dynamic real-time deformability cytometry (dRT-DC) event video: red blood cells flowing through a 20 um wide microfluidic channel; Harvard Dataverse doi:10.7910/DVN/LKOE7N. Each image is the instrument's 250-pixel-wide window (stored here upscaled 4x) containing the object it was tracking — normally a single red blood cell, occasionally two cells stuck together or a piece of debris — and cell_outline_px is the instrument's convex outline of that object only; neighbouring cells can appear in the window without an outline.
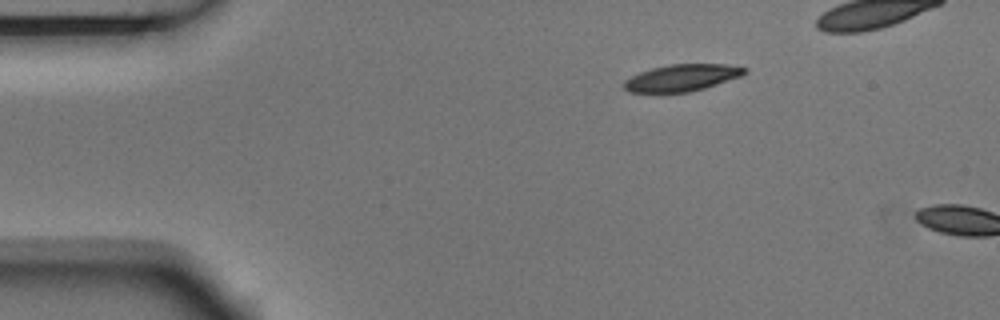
{"species": "Egyptian fruit bat (a non-hibernating species)", "species_latin": "Rousettus aegyptiacus", "temperature_condition": "room temperature", "stored_images_in_passage": 2, "camera_frame_rate_fps": 3000, "um_per_image_px": 0.085, "animal": {"sex": "male"}, "frame": {"image": 1, "passage_image": 1, "time_ms": 0.0, "image_size_px": [1000, 320], "cell_outline_px": [[748, 72], [740, 76], [704, 88], [688, 92], [628, 92], [624, 88], [624, 80], [640, 72], [652, 68], [668, 64], [728, 64], [748, 68]], "centroid_in_image_um": [57.97, 6.6], "position_along_channel_um": 27.0, "area_um2": 18.73}}